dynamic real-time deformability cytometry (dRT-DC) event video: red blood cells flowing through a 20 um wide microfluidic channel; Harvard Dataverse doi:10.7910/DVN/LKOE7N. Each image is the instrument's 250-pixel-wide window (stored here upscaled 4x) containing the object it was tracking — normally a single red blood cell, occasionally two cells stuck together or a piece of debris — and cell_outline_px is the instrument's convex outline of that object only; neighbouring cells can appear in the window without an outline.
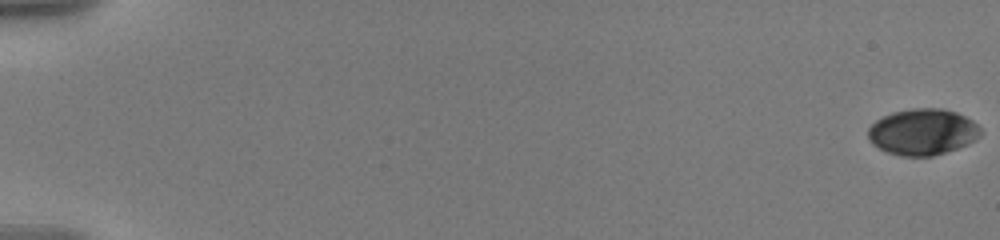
{"species": "human", "species_latin": "Homo sapiens", "temperature_condition": "warm", "stored_images_in_passage": 59, "camera_frame_rate_fps": 3000, "um_per_image_px": 0.085, "donor": {"sex": "male"}, "frame": {"image": 1, "passage_image": 1, "time_ms": 0.0, "image_size_px": [1000, 240], "cell_outline_px": [[984, 132], [976, 140], [968, 144], [932, 156], [900, 156], [888, 152], [872, 144], [868, 140], [868, 128], [876, 120], [892, 112], [912, 108], [940, 108], [956, 112], [972, 120]], "centroid_in_image_um": [78.43, 11.21], "position_along_channel_um": 6.6, "area_um2": 30.35}}
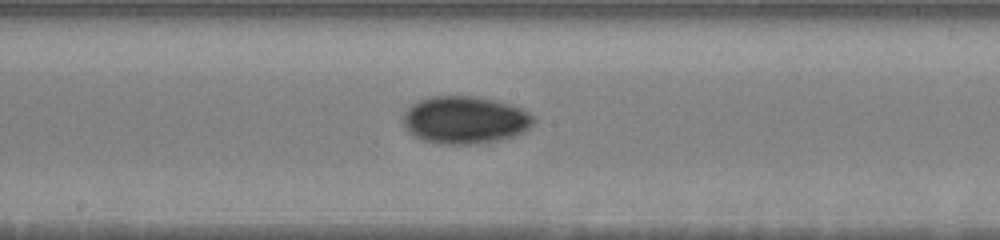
{"frame": {"image": 2, "passage_image": 34, "time_ms": 11.0, "image_size_px": [1000, 240], "cell_outline_px": [[536, 120], [524, 132], [500, 140], [476, 144], [440, 144], [424, 140], [412, 136], [404, 128], [400, 120], [404, 112], [412, 104], [428, 96], [476, 96], [500, 100], [520, 108], [528, 112]], "centroid_in_image_um": [39.48, 10.19], "position_along_channel_um": 208.7, "area_um2": 36.65}}
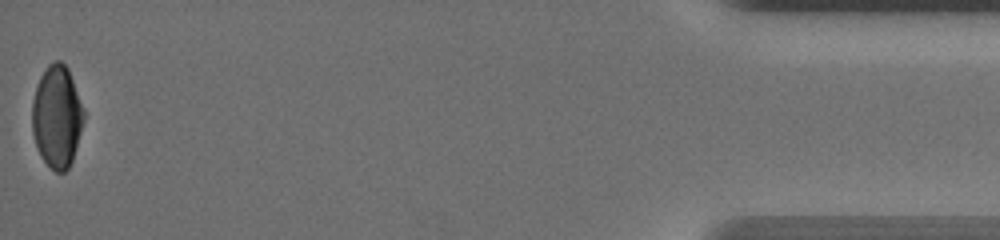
{"frame": {"image": 3, "passage_image": 59, "time_ms": 19.333, "image_size_px": [1000, 240], "cell_outline_px": [[84, 120], [72, 160], [68, 168], [64, 172], [56, 172], [40, 156], [32, 132], [32, 100], [40, 76], [48, 64], [56, 60], [60, 60], [68, 68], [84, 108]], "centroid_in_image_um": [4.84, 9.88], "position_along_channel_um": 430.4, "area_um2": 30.69}, "authors_computed_cell_mechanics": {"area_um2": 31.9634, "velocity_mm_per_s": 3.5991, "shape_relaxation_time_tau1_ms": 4.766, "shape_relaxation_time_tau2_ms": null, "deformation_change_tau1": 0.1399, "deformation_change_tau2": null}}